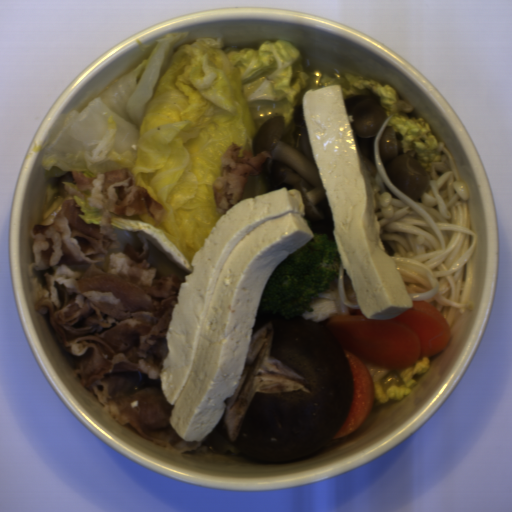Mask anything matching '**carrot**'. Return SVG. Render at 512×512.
<instances>
[{
    "instance_id": "b8716197",
    "label": "carrot",
    "mask_w": 512,
    "mask_h": 512,
    "mask_svg": "<svg viewBox=\"0 0 512 512\" xmlns=\"http://www.w3.org/2000/svg\"><path fill=\"white\" fill-rule=\"evenodd\" d=\"M411 302L412 308L391 319H368L360 309L352 315H333L328 320L327 328L347 357L354 386L349 413L331 439L355 433L372 411L375 386L361 358L401 370L449 347L452 331L443 314L429 302Z\"/></svg>"
}]
</instances>
